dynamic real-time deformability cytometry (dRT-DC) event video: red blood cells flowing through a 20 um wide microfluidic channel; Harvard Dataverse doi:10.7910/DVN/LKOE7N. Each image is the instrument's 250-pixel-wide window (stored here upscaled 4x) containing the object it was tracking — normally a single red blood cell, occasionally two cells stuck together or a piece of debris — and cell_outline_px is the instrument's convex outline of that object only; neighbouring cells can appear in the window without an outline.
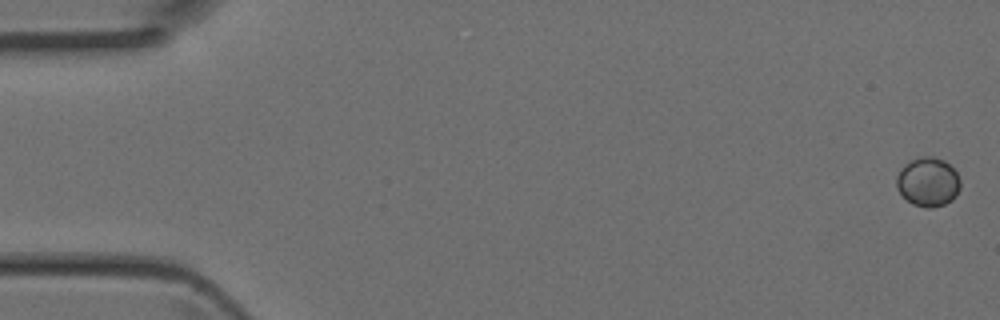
{"species": "Egyptian fruit bat (a non-hibernating species)", "species_latin": "Rousettus aegyptiacus", "temperature_condition": "room temperature", "stored_images_in_passage": 4, "camera_frame_rate_fps": 3000, "um_per_image_px": 0.085, "animal": {"sex": "female"}, "frame": {"image": 1, "passage_image": 1, "time_ms": 0.0, "image_size_px": [1000, 320], "cell_outline_px": [[960, 188], [956, 196], [952, 200], [944, 204], [932, 208], [924, 208], [912, 204], [896, 188], [896, 176], [900, 168], [904, 164], [920, 156], [932, 156], [944, 160], [956, 172], [960, 180]], "centroid_in_image_um": [78.87, 15.47], "position_along_channel_um": 6.1, "area_um2": 18.38}}
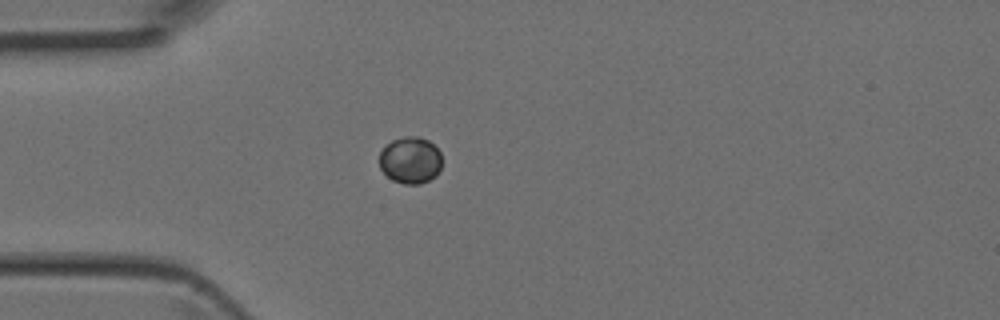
{"frame": {"image": 2, "passage_image": 4, "time_ms": 1.0, "image_size_px": [1000, 320], "cell_outline_px": [[440, 172], [436, 176], [420, 184], [404, 184], [392, 180], [380, 168], [380, 152], [392, 140], [404, 136], [420, 136], [428, 140], [440, 152]], "centroid_in_image_um": [34.89, 13.62], "position_along_channel_um": 50.1, "area_um2": 16.99}}